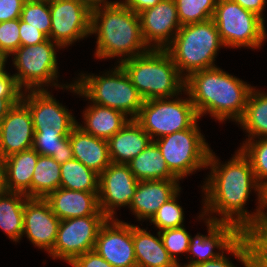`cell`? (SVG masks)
I'll list each match as a JSON object with an SVG mask.
<instances>
[{
	"instance_id": "5b68a950",
	"label": "cell",
	"mask_w": 267,
	"mask_h": 267,
	"mask_svg": "<svg viewBox=\"0 0 267 267\" xmlns=\"http://www.w3.org/2000/svg\"><path fill=\"white\" fill-rule=\"evenodd\" d=\"M221 46L224 45L217 26L214 20L210 19L181 26L165 50L179 73L186 78L192 72L217 67L214 61Z\"/></svg>"
},
{
	"instance_id": "484cf974",
	"label": "cell",
	"mask_w": 267,
	"mask_h": 267,
	"mask_svg": "<svg viewBox=\"0 0 267 267\" xmlns=\"http://www.w3.org/2000/svg\"><path fill=\"white\" fill-rule=\"evenodd\" d=\"M157 234L159 238L133 225L137 267H171L176 263L163 246L159 232Z\"/></svg>"
},
{
	"instance_id": "d6a6232c",
	"label": "cell",
	"mask_w": 267,
	"mask_h": 267,
	"mask_svg": "<svg viewBox=\"0 0 267 267\" xmlns=\"http://www.w3.org/2000/svg\"><path fill=\"white\" fill-rule=\"evenodd\" d=\"M181 26L213 18L217 0H174Z\"/></svg>"
},
{
	"instance_id": "816d5d0a",
	"label": "cell",
	"mask_w": 267,
	"mask_h": 267,
	"mask_svg": "<svg viewBox=\"0 0 267 267\" xmlns=\"http://www.w3.org/2000/svg\"><path fill=\"white\" fill-rule=\"evenodd\" d=\"M6 62H7V57L0 51V74L5 71Z\"/></svg>"
},
{
	"instance_id": "30bf717a",
	"label": "cell",
	"mask_w": 267,
	"mask_h": 267,
	"mask_svg": "<svg viewBox=\"0 0 267 267\" xmlns=\"http://www.w3.org/2000/svg\"><path fill=\"white\" fill-rule=\"evenodd\" d=\"M56 48H62L50 38L46 41L30 46H20L12 55L13 65L18 72L13 74L18 86L23 90H44L42 86H53L65 88L67 85L59 86L57 82L58 66ZM49 84V85H48Z\"/></svg>"
},
{
	"instance_id": "60d3db41",
	"label": "cell",
	"mask_w": 267,
	"mask_h": 267,
	"mask_svg": "<svg viewBox=\"0 0 267 267\" xmlns=\"http://www.w3.org/2000/svg\"><path fill=\"white\" fill-rule=\"evenodd\" d=\"M69 265L73 267H113L95 249L76 256Z\"/></svg>"
},
{
	"instance_id": "2e32d148",
	"label": "cell",
	"mask_w": 267,
	"mask_h": 267,
	"mask_svg": "<svg viewBox=\"0 0 267 267\" xmlns=\"http://www.w3.org/2000/svg\"><path fill=\"white\" fill-rule=\"evenodd\" d=\"M138 182L128 164L111 163L99 175V209L108 219H113L115 207H130Z\"/></svg>"
},
{
	"instance_id": "11a10c76",
	"label": "cell",
	"mask_w": 267,
	"mask_h": 267,
	"mask_svg": "<svg viewBox=\"0 0 267 267\" xmlns=\"http://www.w3.org/2000/svg\"><path fill=\"white\" fill-rule=\"evenodd\" d=\"M37 1L51 2V1H53V0H37Z\"/></svg>"
},
{
	"instance_id": "8fae6325",
	"label": "cell",
	"mask_w": 267,
	"mask_h": 267,
	"mask_svg": "<svg viewBox=\"0 0 267 267\" xmlns=\"http://www.w3.org/2000/svg\"><path fill=\"white\" fill-rule=\"evenodd\" d=\"M208 236L197 234L190 237L188 253L193 254L188 266L214 260L221 253L213 252L214 248L233 254L245 267H249V252L241 231L231 223H222L217 220L206 219ZM224 250V251H223ZM196 258V259H195Z\"/></svg>"
},
{
	"instance_id": "83f0119b",
	"label": "cell",
	"mask_w": 267,
	"mask_h": 267,
	"mask_svg": "<svg viewBox=\"0 0 267 267\" xmlns=\"http://www.w3.org/2000/svg\"><path fill=\"white\" fill-rule=\"evenodd\" d=\"M28 199L22 193L0 191V228L15 242L23 237L24 205Z\"/></svg>"
},
{
	"instance_id": "5bb4252c",
	"label": "cell",
	"mask_w": 267,
	"mask_h": 267,
	"mask_svg": "<svg viewBox=\"0 0 267 267\" xmlns=\"http://www.w3.org/2000/svg\"><path fill=\"white\" fill-rule=\"evenodd\" d=\"M49 8L50 39L62 48L91 35L92 10L80 0H53Z\"/></svg>"
},
{
	"instance_id": "7bdbcfd3",
	"label": "cell",
	"mask_w": 267,
	"mask_h": 267,
	"mask_svg": "<svg viewBox=\"0 0 267 267\" xmlns=\"http://www.w3.org/2000/svg\"><path fill=\"white\" fill-rule=\"evenodd\" d=\"M26 0H0V22L19 19Z\"/></svg>"
},
{
	"instance_id": "cb8c5ba5",
	"label": "cell",
	"mask_w": 267,
	"mask_h": 267,
	"mask_svg": "<svg viewBox=\"0 0 267 267\" xmlns=\"http://www.w3.org/2000/svg\"><path fill=\"white\" fill-rule=\"evenodd\" d=\"M39 153L33 148L4 158V190L31 198V181Z\"/></svg>"
},
{
	"instance_id": "6da1fadb",
	"label": "cell",
	"mask_w": 267,
	"mask_h": 267,
	"mask_svg": "<svg viewBox=\"0 0 267 267\" xmlns=\"http://www.w3.org/2000/svg\"><path fill=\"white\" fill-rule=\"evenodd\" d=\"M211 150L208 166L211 173L208 175L203 192L205 200L202 215L219 213L220 218L210 217L222 223H231L240 231L245 227L257 223L262 219L263 187L258 183L249 159L239 149L226 164H221ZM251 188L257 191L258 207L256 212L249 213L244 206L247 203ZM207 212V213H206ZM235 215V216H234Z\"/></svg>"
},
{
	"instance_id": "4316f807",
	"label": "cell",
	"mask_w": 267,
	"mask_h": 267,
	"mask_svg": "<svg viewBox=\"0 0 267 267\" xmlns=\"http://www.w3.org/2000/svg\"><path fill=\"white\" fill-rule=\"evenodd\" d=\"M138 181L179 180L168 169L165 159L154 141L128 163Z\"/></svg>"
},
{
	"instance_id": "c3c4849f",
	"label": "cell",
	"mask_w": 267,
	"mask_h": 267,
	"mask_svg": "<svg viewBox=\"0 0 267 267\" xmlns=\"http://www.w3.org/2000/svg\"><path fill=\"white\" fill-rule=\"evenodd\" d=\"M83 4H85L86 6H88L91 10L98 8V7H102V6H106V5H111L114 4L118 1H106V0H80Z\"/></svg>"
},
{
	"instance_id": "836d02e7",
	"label": "cell",
	"mask_w": 267,
	"mask_h": 267,
	"mask_svg": "<svg viewBox=\"0 0 267 267\" xmlns=\"http://www.w3.org/2000/svg\"><path fill=\"white\" fill-rule=\"evenodd\" d=\"M241 237L247 245L249 261H267V220L245 227Z\"/></svg>"
},
{
	"instance_id": "9a60e30c",
	"label": "cell",
	"mask_w": 267,
	"mask_h": 267,
	"mask_svg": "<svg viewBox=\"0 0 267 267\" xmlns=\"http://www.w3.org/2000/svg\"><path fill=\"white\" fill-rule=\"evenodd\" d=\"M94 249L113 267H137L132 224L107 219L98 231Z\"/></svg>"
},
{
	"instance_id": "e575fe53",
	"label": "cell",
	"mask_w": 267,
	"mask_h": 267,
	"mask_svg": "<svg viewBox=\"0 0 267 267\" xmlns=\"http://www.w3.org/2000/svg\"><path fill=\"white\" fill-rule=\"evenodd\" d=\"M248 139L240 147L242 153L249 159L258 183L267 185V138Z\"/></svg>"
},
{
	"instance_id": "f907efd6",
	"label": "cell",
	"mask_w": 267,
	"mask_h": 267,
	"mask_svg": "<svg viewBox=\"0 0 267 267\" xmlns=\"http://www.w3.org/2000/svg\"><path fill=\"white\" fill-rule=\"evenodd\" d=\"M4 190V159L0 156V191Z\"/></svg>"
},
{
	"instance_id": "4dcf8cb0",
	"label": "cell",
	"mask_w": 267,
	"mask_h": 267,
	"mask_svg": "<svg viewBox=\"0 0 267 267\" xmlns=\"http://www.w3.org/2000/svg\"><path fill=\"white\" fill-rule=\"evenodd\" d=\"M60 187L74 191L99 193V174L77 159L61 164Z\"/></svg>"
},
{
	"instance_id": "f35d334b",
	"label": "cell",
	"mask_w": 267,
	"mask_h": 267,
	"mask_svg": "<svg viewBox=\"0 0 267 267\" xmlns=\"http://www.w3.org/2000/svg\"><path fill=\"white\" fill-rule=\"evenodd\" d=\"M20 46L19 19L0 22V51L8 58Z\"/></svg>"
},
{
	"instance_id": "ffe728a7",
	"label": "cell",
	"mask_w": 267,
	"mask_h": 267,
	"mask_svg": "<svg viewBox=\"0 0 267 267\" xmlns=\"http://www.w3.org/2000/svg\"><path fill=\"white\" fill-rule=\"evenodd\" d=\"M177 182L179 180L139 181L131 200L130 210L138 220H151L159 207L181 190Z\"/></svg>"
},
{
	"instance_id": "f546056e",
	"label": "cell",
	"mask_w": 267,
	"mask_h": 267,
	"mask_svg": "<svg viewBox=\"0 0 267 267\" xmlns=\"http://www.w3.org/2000/svg\"><path fill=\"white\" fill-rule=\"evenodd\" d=\"M61 165L51 156H38L31 181V198L45 199L60 188Z\"/></svg>"
},
{
	"instance_id": "1f68e13d",
	"label": "cell",
	"mask_w": 267,
	"mask_h": 267,
	"mask_svg": "<svg viewBox=\"0 0 267 267\" xmlns=\"http://www.w3.org/2000/svg\"><path fill=\"white\" fill-rule=\"evenodd\" d=\"M32 148L39 155L53 157L60 165L74 158L69 135H34Z\"/></svg>"
},
{
	"instance_id": "277c9868",
	"label": "cell",
	"mask_w": 267,
	"mask_h": 267,
	"mask_svg": "<svg viewBox=\"0 0 267 267\" xmlns=\"http://www.w3.org/2000/svg\"><path fill=\"white\" fill-rule=\"evenodd\" d=\"M142 99L177 98L185 90V78L179 73L165 49L146 53L119 63Z\"/></svg>"
},
{
	"instance_id": "ab89813d",
	"label": "cell",
	"mask_w": 267,
	"mask_h": 267,
	"mask_svg": "<svg viewBox=\"0 0 267 267\" xmlns=\"http://www.w3.org/2000/svg\"><path fill=\"white\" fill-rule=\"evenodd\" d=\"M19 34L21 46H30L40 44L48 39V37L39 29L28 26V23L19 18Z\"/></svg>"
},
{
	"instance_id": "52a82bcc",
	"label": "cell",
	"mask_w": 267,
	"mask_h": 267,
	"mask_svg": "<svg viewBox=\"0 0 267 267\" xmlns=\"http://www.w3.org/2000/svg\"><path fill=\"white\" fill-rule=\"evenodd\" d=\"M190 128L154 140L170 172L179 180L198 169L206 168L211 148L198 129Z\"/></svg>"
},
{
	"instance_id": "ee69618b",
	"label": "cell",
	"mask_w": 267,
	"mask_h": 267,
	"mask_svg": "<svg viewBox=\"0 0 267 267\" xmlns=\"http://www.w3.org/2000/svg\"><path fill=\"white\" fill-rule=\"evenodd\" d=\"M160 1L161 0H124L119 3L132 10L135 14H139L148 8L154 7Z\"/></svg>"
},
{
	"instance_id": "681fc988",
	"label": "cell",
	"mask_w": 267,
	"mask_h": 267,
	"mask_svg": "<svg viewBox=\"0 0 267 267\" xmlns=\"http://www.w3.org/2000/svg\"><path fill=\"white\" fill-rule=\"evenodd\" d=\"M267 208V185L263 187V199H262V219L267 220V212L264 209Z\"/></svg>"
},
{
	"instance_id": "8992f818",
	"label": "cell",
	"mask_w": 267,
	"mask_h": 267,
	"mask_svg": "<svg viewBox=\"0 0 267 267\" xmlns=\"http://www.w3.org/2000/svg\"><path fill=\"white\" fill-rule=\"evenodd\" d=\"M102 75L82 73L78 81L67 85L66 88L86 97L92 104L119 110L127 117L129 115L130 119H135L144 100L123 68L118 64L114 71H107Z\"/></svg>"
},
{
	"instance_id": "44dd1931",
	"label": "cell",
	"mask_w": 267,
	"mask_h": 267,
	"mask_svg": "<svg viewBox=\"0 0 267 267\" xmlns=\"http://www.w3.org/2000/svg\"><path fill=\"white\" fill-rule=\"evenodd\" d=\"M45 200L60 220L104 215L99 209L98 193L74 191L60 187L50 193Z\"/></svg>"
},
{
	"instance_id": "7a4b0ae2",
	"label": "cell",
	"mask_w": 267,
	"mask_h": 267,
	"mask_svg": "<svg viewBox=\"0 0 267 267\" xmlns=\"http://www.w3.org/2000/svg\"><path fill=\"white\" fill-rule=\"evenodd\" d=\"M252 86L220 68L198 70L185 78V90L200 118L206 113L220 122L242 118Z\"/></svg>"
},
{
	"instance_id": "db71d44e",
	"label": "cell",
	"mask_w": 267,
	"mask_h": 267,
	"mask_svg": "<svg viewBox=\"0 0 267 267\" xmlns=\"http://www.w3.org/2000/svg\"><path fill=\"white\" fill-rule=\"evenodd\" d=\"M171 267H182V266H181V265L179 264V262H178V263H175V264H174L173 266H171ZM183 267H190V266L184 264Z\"/></svg>"
},
{
	"instance_id": "d590c367",
	"label": "cell",
	"mask_w": 267,
	"mask_h": 267,
	"mask_svg": "<svg viewBox=\"0 0 267 267\" xmlns=\"http://www.w3.org/2000/svg\"><path fill=\"white\" fill-rule=\"evenodd\" d=\"M20 19L28 26H33L50 38L51 15L49 2L26 0L23 4Z\"/></svg>"
},
{
	"instance_id": "74e56055",
	"label": "cell",
	"mask_w": 267,
	"mask_h": 267,
	"mask_svg": "<svg viewBox=\"0 0 267 267\" xmlns=\"http://www.w3.org/2000/svg\"><path fill=\"white\" fill-rule=\"evenodd\" d=\"M159 234L163 246L174 262L178 263L177 255L180 253H187L189 250L190 234L186 231L184 226L165 229L160 231Z\"/></svg>"
},
{
	"instance_id": "f1b7e54d",
	"label": "cell",
	"mask_w": 267,
	"mask_h": 267,
	"mask_svg": "<svg viewBox=\"0 0 267 267\" xmlns=\"http://www.w3.org/2000/svg\"><path fill=\"white\" fill-rule=\"evenodd\" d=\"M238 122L248 132V139L267 138V94L252 88L245 112Z\"/></svg>"
},
{
	"instance_id": "7dc6e473",
	"label": "cell",
	"mask_w": 267,
	"mask_h": 267,
	"mask_svg": "<svg viewBox=\"0 0 267 267\" xmlns=\"http://www.w3.org/2000/svg\"><path fill=\"white\" fill-rule=\"evenodd\" d=\"M20 100L21 98H0V123L7 116L9 109Z\"/></svg>"
},
{
	"instance_id": "ba28073f",
	"label": "cell",
	"mask_w": 267,
	"mask_h": 267,
	"mask_svg": "<svg viewBox=\"0 0 267 267\" xmlns=\"http://www.w3.org/2000/svg\"><path fill=\"white\" fill-rule=\"evenodd\" d=\"M212 19L226 47L256 49L265 41V20L233 0H217Z\"/></svg>"
},
{
	"instance_id": "ac0fdd59",
	"label": "cell",
	"mask_w": 267,
	"mask_h": 267,
	"mask_svg": "<svg viewBox=\"0 0 267 267\" xmlns=\"http://www.w3.org/2000/svg\"><path fill=\"white\" fill-rule=\"evenodd\" d=\"M60 219L42 198H29L24 205L23 234L31 243L50 253L57 239Z\"/></svg>"
},
{
	"instance_id": "e0dca14e",
	"label": "cell",
	"mask_w": 267,
	"mask_h": 267,
	"mask_svg": "<svg viewBox=\"0 0 267 267\" xmlns=\"http://www.w3.org/2000/svg\"><path fill=\"white\" fill-rule=\"evenodd\" d=\"M139 18L142 37L152 49H165L181 27L174 0H161L154 7L139 13Z\"/></svg>"
},
{
	"instance_id": "603a6c76",
	"label": "cell",
	"mask_w": 267,
	"mask_h": 267,
	"mask_svg": "<svg viewBox=\"0 0 267 267\" xmlns=\"http://www.w3.org/2000/svg\"><path fill=\"white\" fill-rule=\"evenodd\" d=\"M69 140L74 159L97 174L111 164L107 140L85 133L78 125L70 132Z\"/></svg>"
},
{
	"instance_id": "7402d4cb",
	"label": "cell",
	"mask_w": 267,
	"mask_h": 267,
	"mask_svg": "<svg viewBox=\"0 0 267 267\" xmlns=\"http://www.w3.org/2000/svg\"><path fill=\"white\" fill-rule=\"evenodd\" d=\"M107 142L111 163L128 164L152 142V139L135 119H130Z\"/></svg>"
},
{
	"instance_id": "3957f363",
	"label": "cell",
	"mask_w": 267,
	"mask_h": 267,
	"mask_svg": "<svg viewBox=\"0 0 267 267\" xmlns=\"http://www.w3.org/2000/svg\"><path fill=\"white\" fill-rule=\"evenodd\" d=\"M94 33L95 56L100 59L122 56L120 63L151 49L142 37L139 14L119 2L92 9L90 34Z\"/></svg>"
},
{
	"instance_id": "bcb514c9",
	"label": "cell",
	"mask_w": 267,
	"mask_h": 267,
	"mask_svg": "<svg viewBox=\"0 0 267 267\" xmlns=\"http://www.w3.org/2000/svg\"><path fill=\"white\" fill-rule=\"evenodd\" d=\"M224 252H222V255L214 260L206 261L199 263L193 267H235L233 266L232 262H230Z\"/></svg>"
},
{
	"instance_id": "9c48e42d",
	"label": "cell",
	"mask_w": 267,
	"mask_h": 267,
	"mask_svg": "<svg viewBox=\"0 0 267 267\" xmlns=\"http://www.w3.org/2000/svg\"><path fill=\"white\" fill-rule=\"evenodd\" d=\"M168 100V101H167ZM199 119L190 97L186 99L155 98L145 100L135 121L154 137H163L190 128Z\"/></svg>"
},
{
	"instance_id": "4fadbf2b",
	"label": "cell",
	"mask_w": 267,
	"mask_h": 267,
	"mask_svg": "<svg viewBox=\"0 0 267 267\" xmlns=\"http://www.w3.org/2000/svg\"><path fill=\"white\" fill-rule=\"evenodd\" d=\"M21 100L28 106L33 120L34 135H70L77 121L65 106L47 89L27 90Z\"/></svg>"
},
{
	"instance_id": "d6986e66",
	"label": "cell",
	"mask_w": 267,
	"mask_h": 267,
	"mask_svg": "<svg viewBox=\"0 0 267 267\" xmlns=\"http://www.w3.org/2000/svg\"><path fill=\"white\" fill-rule=\"evenodd\" d=\"M34 127L28 106L20 100L8 111L0 123V156L4 159L11 154L31 149Z\"/></svg>"
},
{
	"instance_id": "f5cc1de1",
	"label": "cell",
	"mask_w": 267,
	"mask_h": 267,
	"mask_svg": "<svg viewBox=\"0 0 267 267\" xmlns=\"http://www.w3.org/2000/svg\"><path fill=\"white\" fill-rule=\"evenodd\" d=\"M249 267H267V261H249Z\"/></svg>"
},
{
	"instance_id": "f6af8a7d",
	"label": "cell",
	"mask_w": 267,
	"mask_h": 267,
	"mask_svg": "<svg viewBox=\"0 0 267 267\" xmlns=\"http://www.w3.org/2000/svg\"><path fill=\"white\" fill-rule=\"evenodd\" d=\"M238 3L242 8L249 10L264 20L263 11L266 5V0H233Z\"/></svg>"
},
{
	"instance_id": "d4e9b609",
	"label": "cell",
	"mask_w": 267,
	"mask_h": 267,
	"mask_svg": "<svg viewBox=\"0 0 267 267\" xmlns=\"http://www.w3.org/2000/svg\"><path fill=\"white\" fill-rule=\"evenodd\" d=\"M84 124L77 123L85 133L108 140L117 133L129 120L127 116L116 109L102 105H90L83 112Z\"/></svg>"
},
{
	"instance_id": "7c38bea8",
	"label": "cell",
	"mask_w": 267,
	"mask_h": 267,
	"mask_svg": "<svg viewBox=\"0 0 267 267\" xmlns=\"http://www.w3.org/2000/svg\"><path fill=\"white\" fill-rule=\"evenodd\" d=\"M107 219L105 215H89L60 220L50 256L70 263L76 256L93 250L98 231Z\"/></svg>"
},
{
	"instance_id": "8d00e7d4",
	"label": "cell",
	"mask_w": 267,
	"mask_h": 267,
	"mask_svg": "<svg viewBox=\"0 0 267 267\" xmlns=\"http://www.w3.org/2000/svg\"><path fill=\"white\" fill-rule=\"evenodd\" d=\"M179 192L180 190L171 199L162 204L151 218L150 223H153L159 229V232L184 226V211L177 203Z\"/></svg>"
},
{
	"instance_id": "b9f144b4",
	"label": "cell",
	"mask_w": 267,
	"mask_h": 267,
	"mask_svg": "<svg viewBox=\"0 0 267 267\" xmlns=\"http://www.w3.org/2000/svg\"><path fill=\"white\" fill-rule=\"evenodd\" d=\"M22 94L13 75H9L6 70L0 74V98H21Z\"/></svg>"
}]
</instances>
